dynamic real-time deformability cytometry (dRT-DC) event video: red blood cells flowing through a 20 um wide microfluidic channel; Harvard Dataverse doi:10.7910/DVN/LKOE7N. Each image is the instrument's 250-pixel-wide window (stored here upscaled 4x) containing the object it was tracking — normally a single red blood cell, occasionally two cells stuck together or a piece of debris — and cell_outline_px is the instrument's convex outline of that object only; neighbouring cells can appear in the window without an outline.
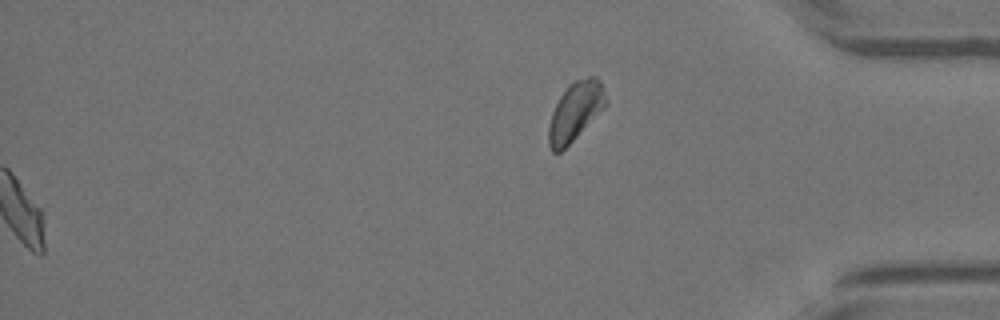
{"species": "Egyptian fruit bat (a non-hibernating species)", "species_latin": "Rousettus aegyptiacus", "temperature_condition": "warm", "stored_images_in_passage": 41, "segment_of_instrument_passage": [2, 2], "camera_frame_rate_fps": 3000, "um_per_image_px": 0.085, "animal": {"sex": "female"}, "frame": {"image": 1, "passage_image": 41, "time_ms": 13.333, "image_size_px": [1000, 320], "cell_outline_px": [[608, 104], [560, 152], [552, 152], [548, 144], [548, 128], [552, 112], [560, 96], [576, 80], [588, 76], [596, 76], [600, 80], [608, 100]], "centroid_in_image_um": [48.92, 9.45], "position_along_channel_um": 386.3, "area_um2": 19.19}}